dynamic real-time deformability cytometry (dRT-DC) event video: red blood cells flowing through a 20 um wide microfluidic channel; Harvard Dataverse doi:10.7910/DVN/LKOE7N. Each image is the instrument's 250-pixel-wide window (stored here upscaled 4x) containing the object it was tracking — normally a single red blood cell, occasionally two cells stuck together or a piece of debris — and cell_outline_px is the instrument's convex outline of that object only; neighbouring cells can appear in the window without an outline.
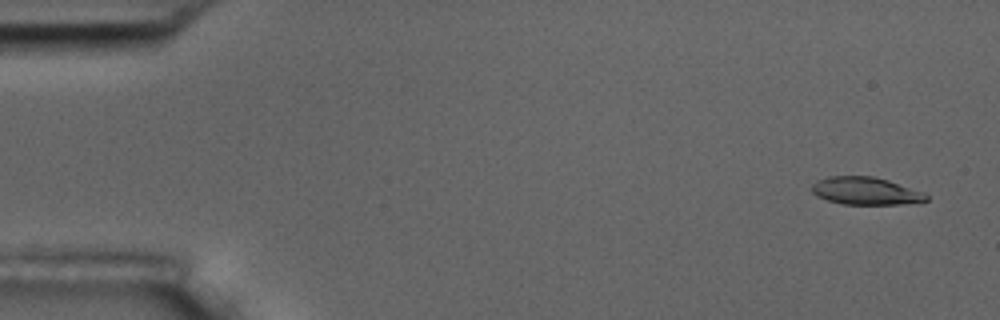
{"species": "common noctule bat (a hibernating species)", "species_latin": "Nyctalus noctula", "temperature_condition": "room temperature", "stored_images_in_passage": 6, "camera_frame_rate_fps": 3000, "um_per_image_px": 0.085, "animal": {"sex": "male", "body_mass_g": 17.5, "forearm_length_mm": 52.3}, "frame": {"image": 1, "passage_image": 1, "time_ms": 0.0, "image_size_px": [1000, 320], "cell_outline_px": [[928, 200], [900, 204], [844, 204], [828, 200], [816, 196], [812, 192], [812, 184], [816, 180], [828, 176], [872, 176], [888, 180], [924, 192], [928, 196]], "centroid_in_image_um": [73.55, 16.22], "position_along_channel_um": 11.5, "area_um2": 18.32}}
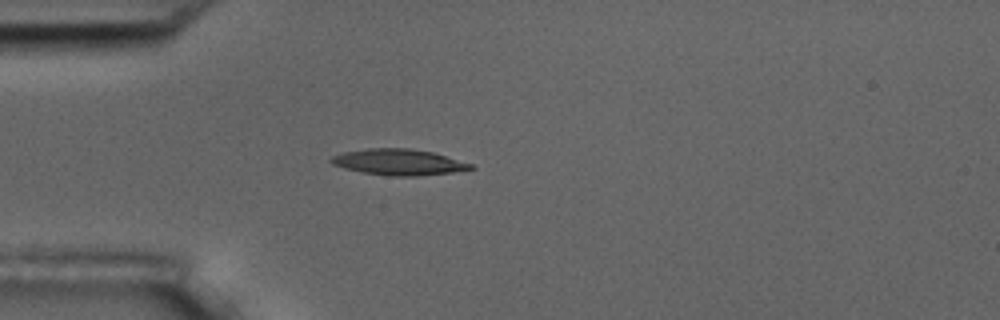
{"frame": {"image": 2, "passage_image": 4, "time_ms": 4.333, "image_size_px": [1000, 320], "cell_outline_px": [[476, 168], [452, 172], [416, 176], [392, 176], [364, 172], [344, 168], [332, 164], [328, 160], [332, 156], [344, 152], [368, 148], [408, 148], [432, 152], [472, 164]], "centroid_in_image_um": [33.86, 13.77], "position_along_channel_um": 51.1, "area_um2": 20.92}}